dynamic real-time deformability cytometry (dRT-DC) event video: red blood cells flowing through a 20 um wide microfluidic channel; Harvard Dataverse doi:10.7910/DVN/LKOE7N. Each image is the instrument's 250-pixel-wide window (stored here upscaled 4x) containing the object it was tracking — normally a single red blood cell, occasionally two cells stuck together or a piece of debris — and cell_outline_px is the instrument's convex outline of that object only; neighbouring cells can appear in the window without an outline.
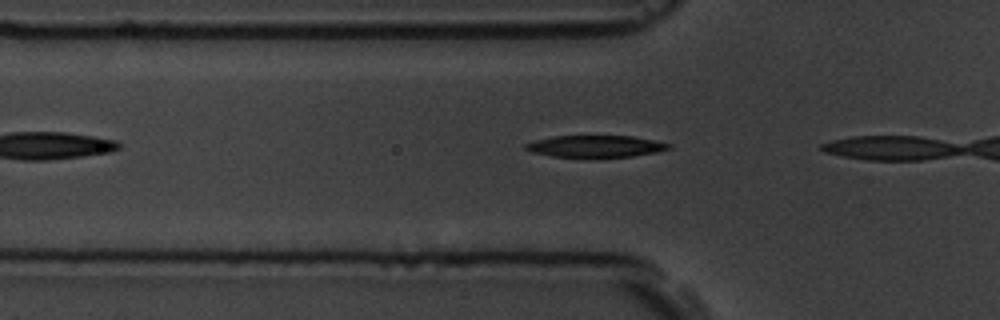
{"species": "common noctule bat (a hibernating species)", "species_latin": "Nyctalus noctula", "temperature_condition": "room temperature", "stored_images_in_passage": 3, "camera_frame_rate_fps": 3000, "um_per_image_px": 0.085, "animal": {"sex": "male", "body_mass_g": 19.5, "forearm_length_mm": 54.6}, "frame": {"image": 1, "passage_image": 2, "time_ms": 1.333, "image_size_px": [1000, 320], "cell_outline_px": [[672, 148], [656, 152], [632, 156], [552, 156], [532, 152], [524, 148], [524, 144], [536, 140], [556, 136], [632, 136], [672, 144]], "centroid_in_image_um": [50.64, 12.42], "position_along_channel_um": 75.2, "area_um2": 17.74}}